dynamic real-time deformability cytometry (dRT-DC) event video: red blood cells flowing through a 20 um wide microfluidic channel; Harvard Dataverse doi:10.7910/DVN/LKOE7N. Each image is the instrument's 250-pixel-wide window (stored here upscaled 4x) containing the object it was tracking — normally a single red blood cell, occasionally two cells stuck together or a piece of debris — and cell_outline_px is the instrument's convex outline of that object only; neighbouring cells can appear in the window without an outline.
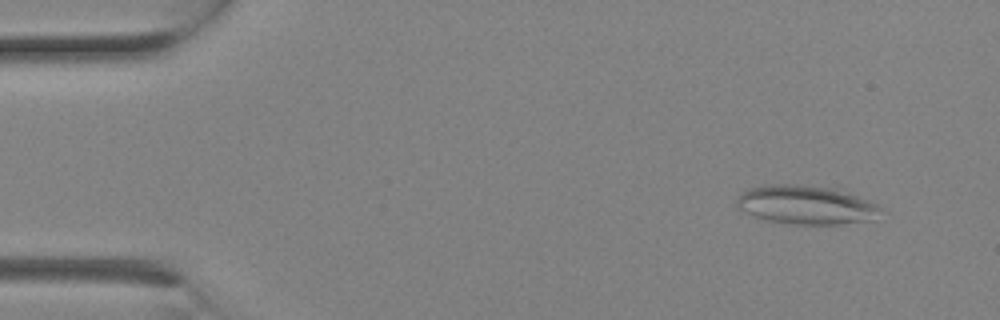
{"species": "Egyptian fruit bat (a non-hibernating species)", "species_latin": "Rousettus aegyptiacus", "temperature_condition": "room temperature", "stored_images_in_passage": 2, "camera_frame_rate_fps": 3000, "um_per_image_px": 0.085, "animal": {"sex": "female"}, "frame": {"image": 1, "passage_image": 1, "time_ms": 0.0, "image_size_px": [1000, 320], "cell_outline_px": [[880, 208], [868, 220], [840, 224], [800, 224], [772, 220], [756, 216], [740, 208], [736, 204], [736, 200], [740, 192], [748, 188], [772, 184], [792, 184], [832, 188], [848, 192], [880, 204]], "centroid_in_image_um": [68.5, 17.38], "position_along_channel_um": 16.5, "area_um2": 31.79}}